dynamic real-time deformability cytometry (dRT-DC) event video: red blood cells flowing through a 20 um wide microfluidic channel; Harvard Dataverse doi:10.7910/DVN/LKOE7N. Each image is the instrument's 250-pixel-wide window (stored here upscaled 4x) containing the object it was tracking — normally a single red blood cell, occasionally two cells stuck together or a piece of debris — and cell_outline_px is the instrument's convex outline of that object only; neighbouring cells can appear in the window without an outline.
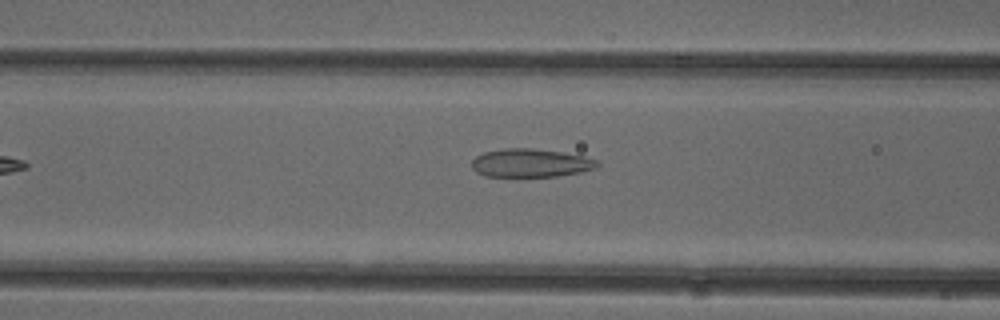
{"species": "common noctule bat (a hibernating species)", "species_latin": "Nyctalus noctula", "temperature_condition": "cold", "stored_images_in_passage": 18, "camera_frame_rate_fps": 3000, "um_per_image_px": 0.085, "animal": {"sex": "female"}, "frame": {"image": 1, "passage_image": 6, "time_ms": 1.667, "image_size_px": [1000, 320], "cell_outline_px": [[600, 164], [596, 168], [580, 172], [556, 176], [484, 176], [476, 172], [472, 168], [472, 160], [476, 156], [484, 152], [504, 148], [532, 148], [560, 152], [584, 156], [596, 160]], "centroid_in_image_um": [45.08, 13.85], "position_along_channel_um": 121.5, "area_um2": 20.63}}
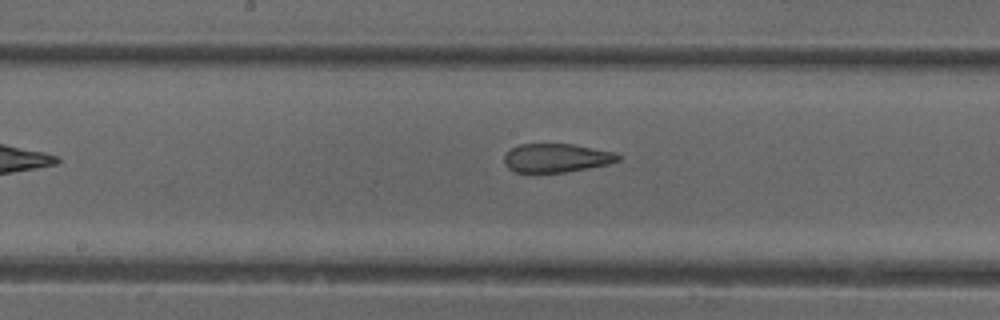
{"frame": {"image": 2, "passage_image": 12, "time_ms": 3.667, "image_size_px": [1000, 320], "cell_outline_px": [[624, 156], [620, 160], [608, 164], [588, 168], [564, 172], [516, 172], [508, 168], [504, 164], [504, 156], [512, 148], [520, 144], [572, 144], [616, 152]], "centroid_in_image_um": [47.34, 13.42], "position_along_channel_um": 200.9, "area_um2": 19.07}}
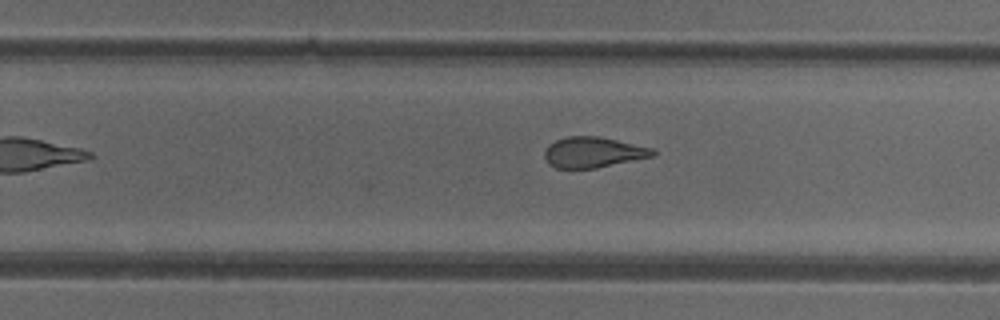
{"frame": {"image": 3, "passage_image": 18, "time_ms": 5.667, "image_size_px": [1000, 320], "cell_outline_px": [[656, 156], [596, 168], [556, 168], [548, 164], [544, 156], [544, 152], [548, 144], [556, 140], [568, 136], [600, 136], [652, 148], [656, 152]], "centroid_in_image_um": [50.42, 12.94], "position_along_channel_um": 279.4, "area_um2": 19.42}}